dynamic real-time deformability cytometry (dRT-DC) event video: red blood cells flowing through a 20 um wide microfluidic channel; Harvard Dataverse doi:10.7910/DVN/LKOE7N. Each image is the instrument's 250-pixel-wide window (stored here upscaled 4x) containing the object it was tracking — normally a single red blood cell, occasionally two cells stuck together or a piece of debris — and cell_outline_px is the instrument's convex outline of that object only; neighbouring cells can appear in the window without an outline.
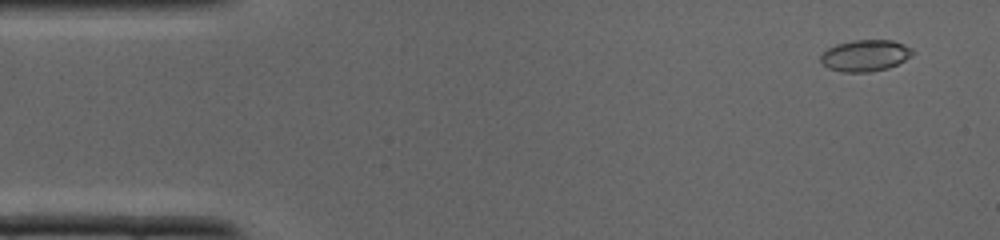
{"species": "common noctule bat (a hibernating species)", "species_latin": "Nyctalus noctula", "temperature_condition": "cold", "stored_images_in_passage": 36, "camera_frame_rate_fps": 3000, "um_per_image_px": 0.085, "animal": {"sex": "male", "body_mass_g": 19.0, "forearm_length_mm": 50.8}, "frame": {"image": 1, "passage_image": 2, "time_ms": 0.333, "image_size_px": [1000, 240], "cell_outline_px": [[916, 52], [912, 56], [888, 68], [868, 72], [844, 72], [828, 68], [820, 60], [820, 56], [828, 48], [836, 44], [852, 40], [892, 40], [904, 44], [912, 48]], "centroid_in_image_um": [73.57, 4.71], "position_along_channel_um": 11.4, "area_um2": 16.88}}
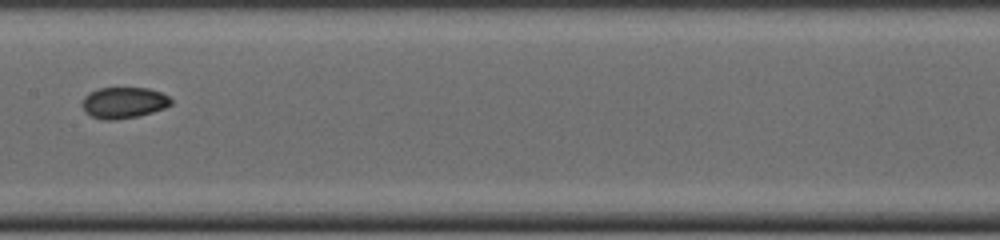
{"frame": {"image": 2, "passage_image": 18, "time_ms": 5.667, "image_size_px": [1000, 240], "cell_outline_px": [[172, 104], [164, 108], [152, 112], [136, 116], [112, 120], [104, 120], [92, 116], [84, 108], [84, 96], [88, 92], [100, 88], [148, 88], [160, 92], [168, 96], [172, 100]], "centroid_in_image_um": [10.55, 8.71], "position_along_channel_um": 196.9, "area_um2": 15.84}}
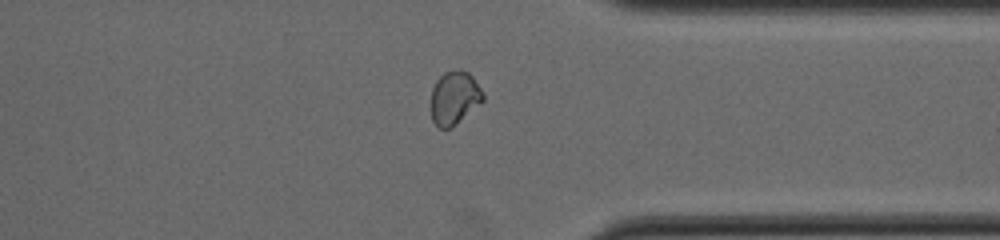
{"frame": {"image": 3, "passage_image": 28, "time_ms": 9.0, "image_size_px": [1000, 240], "cell_outline_px": [[484, 100], [480, 104], [452, 128], [440, 128], [432, 120], [428, 104], [432, 88], [436, 80], [444, 72], [456, 68], [468, 72], [472, 76], [484, 92]], "centroid_in_image_um": [38.59, 8.31], "position_along_channel_um": 372.8, "area_um2": 16.76}}